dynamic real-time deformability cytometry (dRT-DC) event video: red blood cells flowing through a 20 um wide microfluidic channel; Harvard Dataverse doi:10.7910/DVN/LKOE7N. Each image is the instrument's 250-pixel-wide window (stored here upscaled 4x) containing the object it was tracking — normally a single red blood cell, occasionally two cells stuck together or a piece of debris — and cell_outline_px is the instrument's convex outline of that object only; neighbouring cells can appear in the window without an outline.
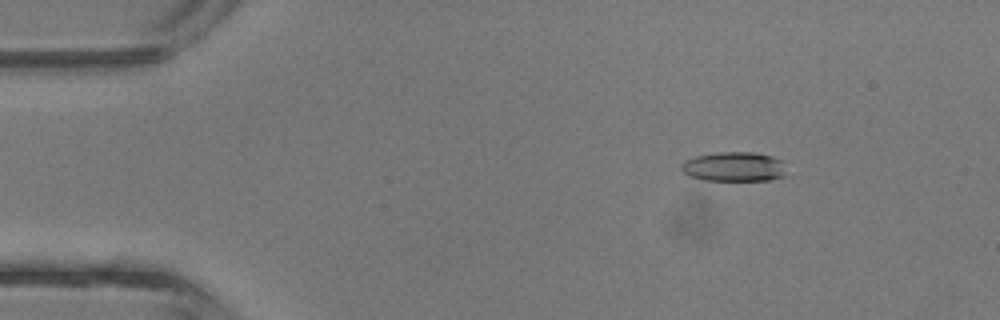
{"species": "common noctule bat (a hibernating species)", "species_latin": "Nyctalus noctula", "temperature_condition": "room temperature", "stored_images_in_passage": 43, "camera_frame_rate_fps": 3000, "um_per_image_px": 0.085, "animal": {"sex": "male", "body_mass_g": 13.3}, "frame": {"image": 1, "passage_image": 6, "time_ms": 1.667, "image_size_px": [1000, 320], "cell_outline_px": [[784, 176], [772, 180], [704, 180], [692, 176], [684, 172], [680, 168], [680, 164], [684, 160], [696, 156], [720, 152], [752, 152], [772, 156], [784, 160]], "centroid_in_image_um": [62.41, 14.16], "position_along_channel_um": 22.6, "area_um2": 18.09}}
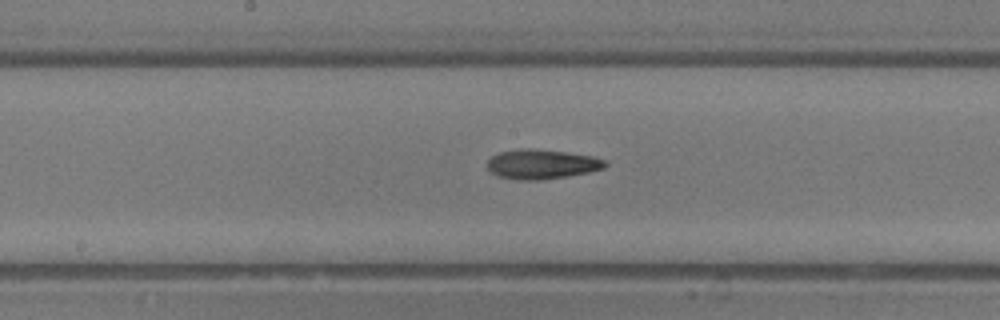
{"frame": {"image": 2, "passage_image": 22, "time_ms": 7.0, "image_size_px": [1000, 320], "cell_outline_px": [[608, 164], [604, 168], [588, 172], [540, 180], [516, 180], [496, 176], [488, 168], [488, 160], [492, 156], [500, 152], [520, 148], [532, 148], [568, 152], [592, 156], [604, 160]], "centroid_in_image_um": [46.02, 13.95], "position_along_channel_um": 202.2, "area_um2": 20.29}}
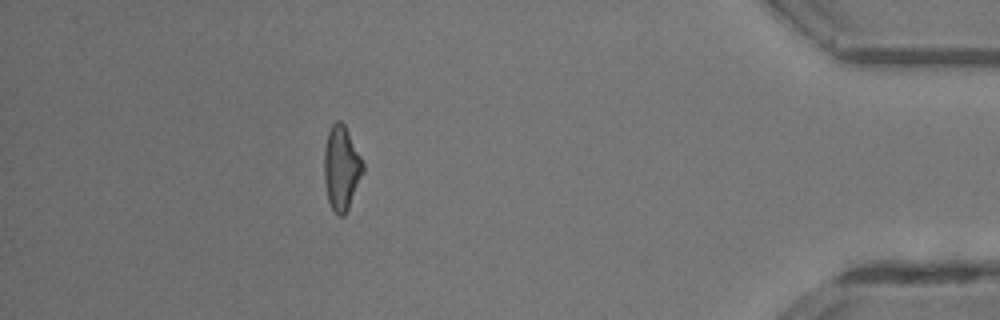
{"frame": {"image": 3, "passage_image": 38, "time_ms": 12.333, "image_size_px": [1000, 320], "cell_outline_px": [[364, 172], [348, 208], [344, 216], [340, 216], [332, 208], [328, 200], [324, 180], [324, 148], [328, 132], [332, 124], [336, 120], [340, 120], [344, 124], [364, 164]], "centroid_in_image_um": [29.01, 14.27], "position_along_channel_um": 406.2, "area_um2": 18.9}, "authors_computed_cell_mechanics": {"area_um2": 19.074, "velocity_mm_per_s": 4.8275, "shape_relaxation_time_tau1_ms": 6.3428, "shape_relaxation_time_tau2_ms": null, "deformation_change_tau1": 0.2259, "deformation_change_tau2": null}}